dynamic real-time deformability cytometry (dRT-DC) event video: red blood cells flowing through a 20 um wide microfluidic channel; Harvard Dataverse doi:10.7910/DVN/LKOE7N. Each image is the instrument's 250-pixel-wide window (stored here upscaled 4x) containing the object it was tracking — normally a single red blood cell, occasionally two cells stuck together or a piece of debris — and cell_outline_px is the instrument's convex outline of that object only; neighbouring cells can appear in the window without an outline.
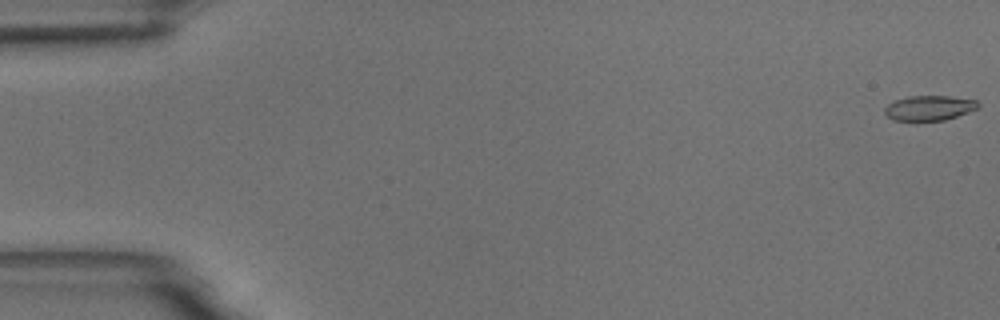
{"species": "common noctule bat (a hibernating species)", "species_latin": "Nyctalus noctula", "temperature_condition": "room temperature", "stored_images_in_passage": 17, "camera_frame_rate_fps": 3000, "um_per_image_px": 0.085, "animal": {"sex": "male", "body_mass_g": 18.8}, "frame": {"image": 1, "passage_image": 1, "time_ms": 0.0, "image_size_px": [1000, 320], "cell_outline_px": [[980, 108], [944, 120], [892, 120], [884, 112], [884, 108], [888, 104], [896, 100], [908, 96], [948, 96], [976, 100], [980, 104]], "centroid_in_image_um": [79.0, 9.17], "position_along_channel_um": 6.0, "area_um2": 13.47}}
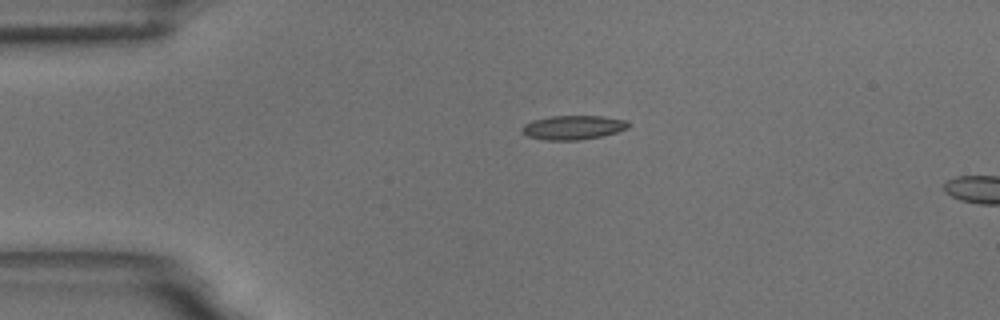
{"frame": {"image": 2, "passage_image": 13, "time_ms": 4.0, "image_size_px": [1000, 320], "cell_outline_px": [[628, 128], [616, 132], [600, 136], [580, 140], [544, 140], [528, 136], [520, 132], [520, 128], [524, 124], [532, 120], [552, 116], [600, 116], [628, 120]], "centroid_in_image_um": [48.67, 10.83], "position_along_channel_um": 36.3, "area_um2": 14.97}}